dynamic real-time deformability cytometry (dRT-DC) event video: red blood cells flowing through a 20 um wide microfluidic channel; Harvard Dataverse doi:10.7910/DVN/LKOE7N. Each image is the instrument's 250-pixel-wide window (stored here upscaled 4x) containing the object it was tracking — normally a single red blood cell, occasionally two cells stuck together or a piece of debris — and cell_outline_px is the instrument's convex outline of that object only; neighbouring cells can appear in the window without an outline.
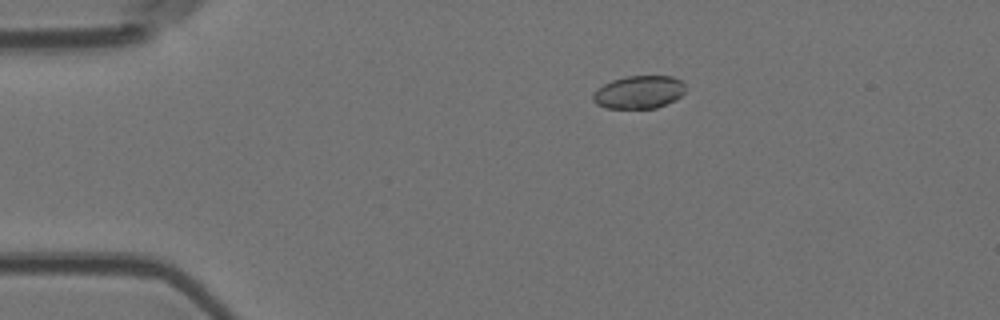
{"species": "Egyptian fruit bat (a non-hibernating species)", "species_latin": "Rousettus aegyptiacus", "temperature_condition": "room temperature", "stored_images_in_passage": 6, "camera_frame_rate_fps": 3000, "um_per_image_px": 0.085, "animal": {"sex": "female"}, "frame": {"image": 1, "passage_image": 4, "time_ms": 1.0, "image_size_px": [1000, 320], "cell_outline_px": [[684, 92], [676, 100], [656, 108], [604, 108], [596, 104], [592, 100], [592, 96], [596, 88], [612, 80], [624, 76], [672, 76], [680, 80], [684, 84]], "centroid_in_image_um": [54.27, 7.83], "position_along_channel_um": 30.7, "area_um2": 17.86}}
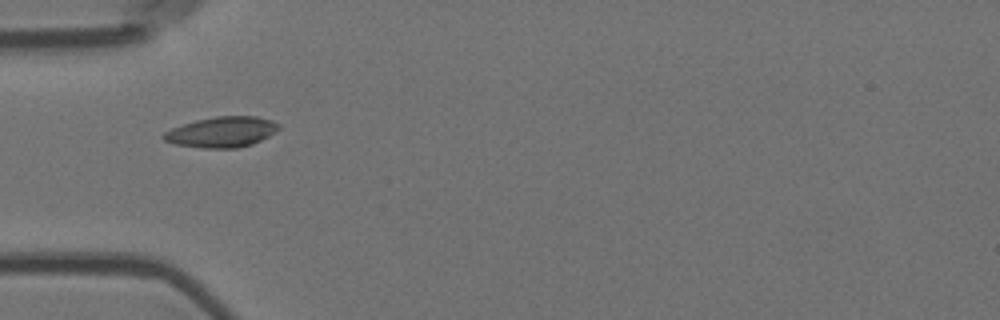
{"frame": {"image": 2, "passage_image": 6, "time_ms": 1.667, "image_size_px": [1000, 320], "cell_outline_px": [[280, 128], [276, 132], [252, 144], [236, 148], [204, 148], [176, 144], [164, 140], [160, 136], [164, 132], [172, 128], [196, 120], [216, 116], [256, 116], [272, 120], [280, 124]], "centroid_in_image_um": [18.87, 11.21], "position_along_channel_um": 66.1, "area_um2": 20.46}}